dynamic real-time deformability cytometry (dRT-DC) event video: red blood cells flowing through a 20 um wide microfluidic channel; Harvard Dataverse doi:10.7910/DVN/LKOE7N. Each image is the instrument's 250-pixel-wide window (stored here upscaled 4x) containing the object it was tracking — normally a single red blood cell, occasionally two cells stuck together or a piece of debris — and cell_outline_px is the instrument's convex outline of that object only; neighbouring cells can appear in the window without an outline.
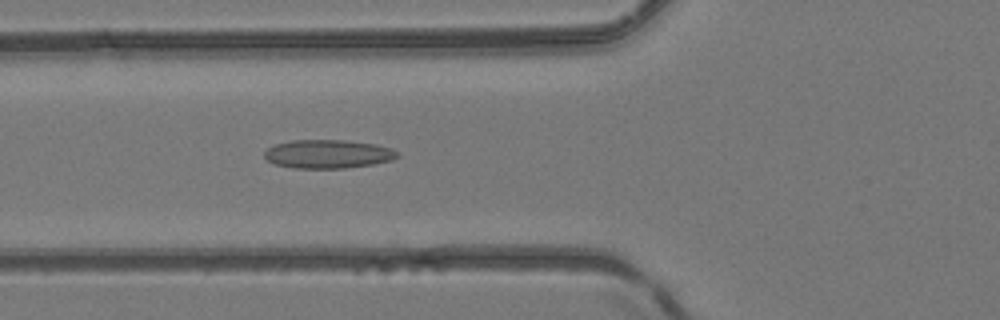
{"species": "common noctule bat (a hibernating species)", "species_latin": "Nyctalus noctula", "temperature_condition": "room temperature", "stored_images_in_passage": 42, "camera_frame_rate_fps": 3000, "um_per_image_px": 0.085, "animal": {"sex": "female", "body_mass_g": 24.6, "forearm_length_mm": 56.2}, "frame": {"image": 1, "passage_image": 16, "time_ms": 5.0, "image_size_px": [1000, 320], "cell_outline_px": [[400, 156], [392, 160], [372, 164], [344, 168], [292, 168], [276, 164], [268, 160], [264, 156], [264, 152], [272, 144], [292, 140], [344, 140], [376, 144], [392, 148], [400, 152]], "centroid_in_image_um": [27.89, 13.08], "position_along_channel_um": 97.9, "area_um2": 22.31}}
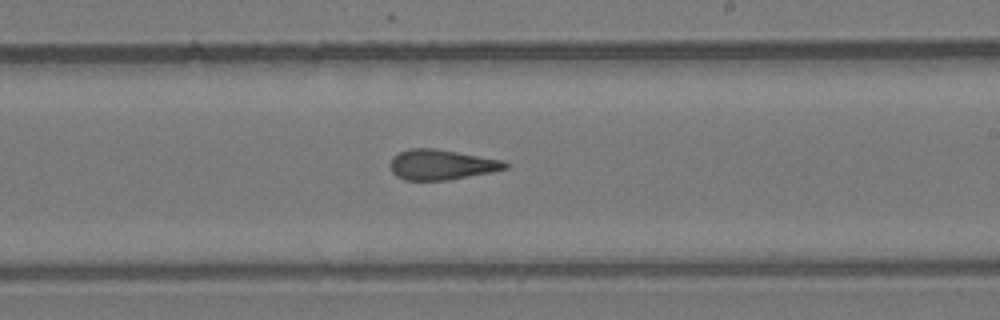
{"frame": {"image": 2, "passage_image": 27, "time_ms": 8.667, "image_size_px": [1000, 320], "cell_outline_px": [[508, 168], [492, 172], [448, 180], [404, 180], [396, 176], [392, 172], [392, 156], [400, 152], [412, 148], [436, 148], [504, 160], [508, 164]], "centroid_in_image_um": [37.55, 13.99], "position_along_channel_um": 251.4, "area_um2": 20.23}}
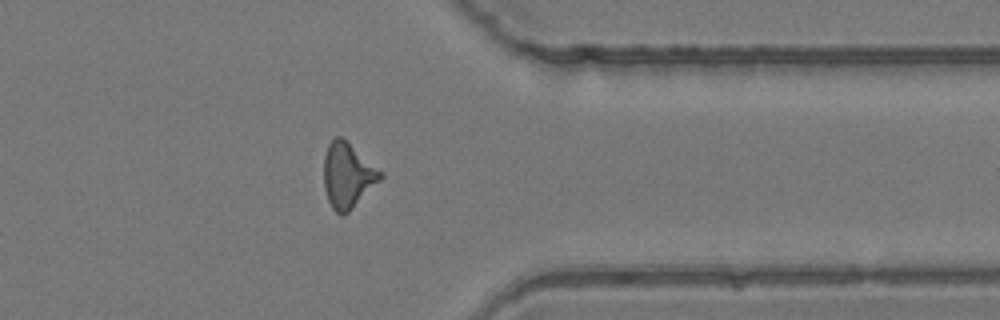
{"frame": {"image": 3, "passage_image": 37, "time_ms": 12.0, "image_size_px": [1000, 320], "cell_outline_px": [[384, 176], [344, 216], [340, 216], [332, 208], [328, 200], [324, 188], [324, 156], [328, 144], [336, 136], [340, 136], [384, 172]], "centroid_in_image_um": [29.55, 14.92], "position_along_channel_um": 381.9, "area_um2": 21.33}, "authors_computed_cell_mechanics": {"area_um2": 20.9814, "velocity_mm_per_s": 4.1729, "shape_relaxation_time_tau1_ms": null, "shape_relaxation_time_tau2_ms": 2.5229, "deformation_change_tau1": null, "deformation_change_tau2": 0.1179}}